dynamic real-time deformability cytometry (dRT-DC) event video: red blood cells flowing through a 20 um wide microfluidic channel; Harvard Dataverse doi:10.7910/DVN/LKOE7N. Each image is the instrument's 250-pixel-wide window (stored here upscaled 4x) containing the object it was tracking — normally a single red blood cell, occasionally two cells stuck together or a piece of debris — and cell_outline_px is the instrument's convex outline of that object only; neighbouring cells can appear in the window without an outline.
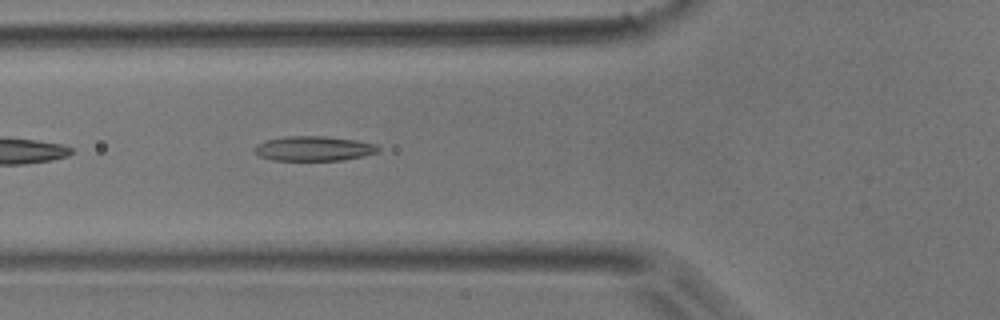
{"species": "common noctule bat (a hibernating species)", "species_latin": "Nyctalus noctula", "temperature_condition": "room temperature", "stored_images_in_passage": 33, "camera_frame_rate_fps": 3000, "um_per_image_px": 0.085, "animal": {"sex": "male", "body_mass_g": 17.9}, "frame": {"image": 1, "passage_image": 5, "time_ms": 1.333, "image_size_px": [1000, 320], "cell_outline_px": [[380, 148], [376, 152], [364, 156], [344, 160], [272, 160], [260, 156], [256, 152], [256, 144], [268, 140], [284, 136], [324, 136], [356, 140], [376, 144]], "centroid_in_image_um": [26.7, 12.62], "position_along_channel_um": 99.1, "area_um2": 17.69}}
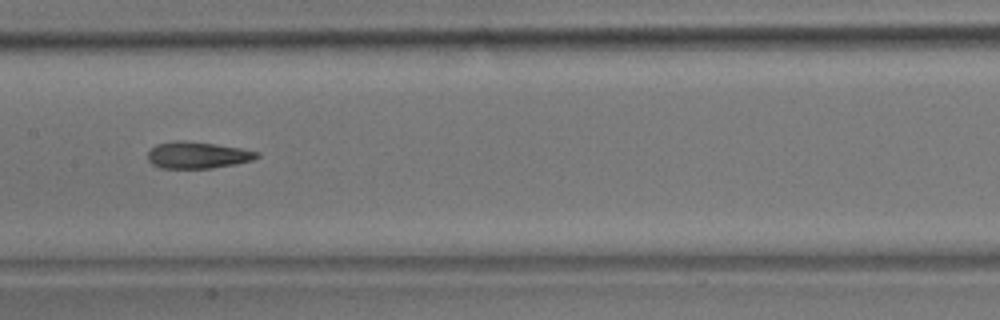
{"frame": {"image": 2, "passage_image": 12, "time_ms": 3.667, "image_size_px": [1000, 320], "cell_outline_px": [[260, 156], [252, 160], [236, 164], [212, 168], [160, 168], [152, 164], [148, 160], [148, 152], [156, 144], [176, 140], [184, 140], [240, 148], [260, 152]], "centroid_in_image_um": [16.78, 13.18], "position_along_channel_um": 190.6, "area_um2": 16.94}}
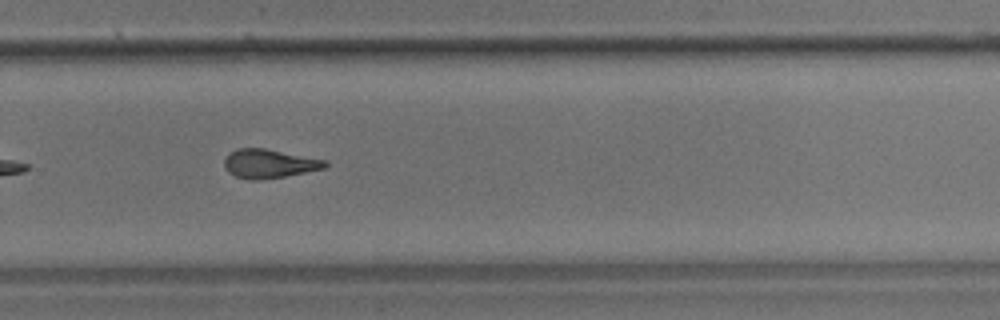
{"frame": {"image": 3, "passage_image": 21, "time_ms": 6.667, "image_size_px": [1000, 320], "cell_outline_px": [[328, 164], [324, 168], [284, 176], [260, 180], [252, 180], [236, 176], [228, 172], [224, 168], [224, 160], [228, 152], [236, 148], [264, 148], [328, 160]], "centroid_in_image_um": [22.84, 13.89], "position_along_channel_um": 307.0, "area_um2": 16.99}, "authors_computed_cell_mechanics": {"area_um2": 16.9932, "velocity_mm_per_s": 3.8926, "shape_relaxation_time_tau1_ms": 9.0166, "shape_relaxation_time_tau2_ms": 3.0098, "deformation_change_tau1": 0.2185, "deformation_change_tau2": 0.1159}}